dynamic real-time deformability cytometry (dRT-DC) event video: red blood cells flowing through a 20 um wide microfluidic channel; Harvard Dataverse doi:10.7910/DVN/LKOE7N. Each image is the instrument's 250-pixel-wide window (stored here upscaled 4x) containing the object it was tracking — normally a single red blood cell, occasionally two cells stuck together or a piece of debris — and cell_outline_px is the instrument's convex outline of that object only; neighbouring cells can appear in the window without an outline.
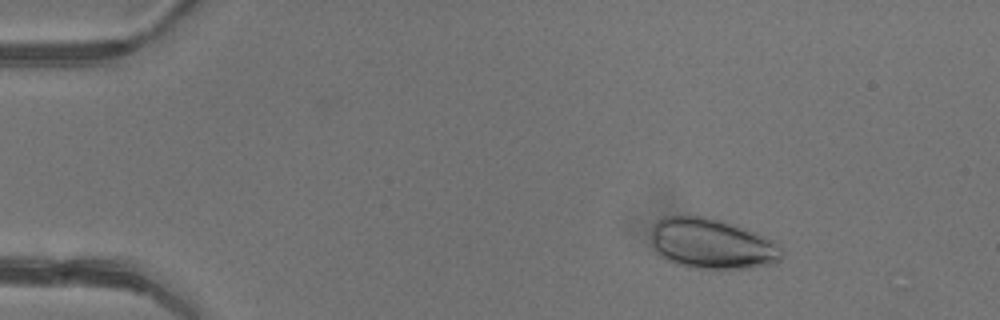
{"species": "common noctule bat (a hibernating species)", "species_latin": "Nyctalus noctula", "temperature_condition": "warm", "stored_images_in_passage": 49, "camera_frame_rate_fps": 3000, "um_per_image_px": 0.085, "animal": {"sex": "female"}, "frame": {"image": 1, "passage_image": 8, "time_ms": 2.333, "image_size_px": [1000, 320], "cell_outline_px": [[784, 252], [780, 260], [772, 264], [748, 268], [688, 268], [676, 264], [660, 256], [652, 248], [648, 236], [656, 220], [664, 216], [684, 212], [688, 212], [724, 220], [776, 240]], "centroid_in_image_um": [60.44, 20.66], "position_along_channel_um": 24.6, "area_um2": 39.88}}
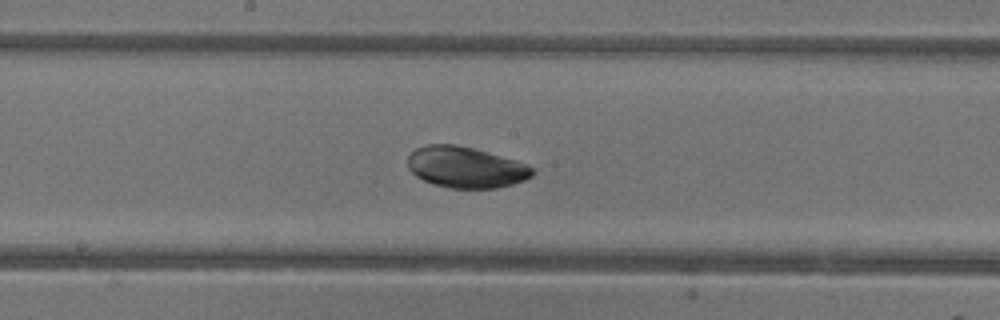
{"frame": {"image": 2, "passage_image": 27, "time_ms": 8.667, "image_size_px": [1000, 320], "cell_outline_px": [[536, 172], [532, 176], [524, 180], [512, 184], [496, 188], [448, 188], [432, 184], [416, 176], [408, 168], [408, 156], [416, 148], [428, 144], [456, 144], [472, 148], [516, 160], [528, 164]], "centroid_in_image_um": [39.59, 14.22], "position_along_channel_um": 208.6, "area_um2": 29.88}}
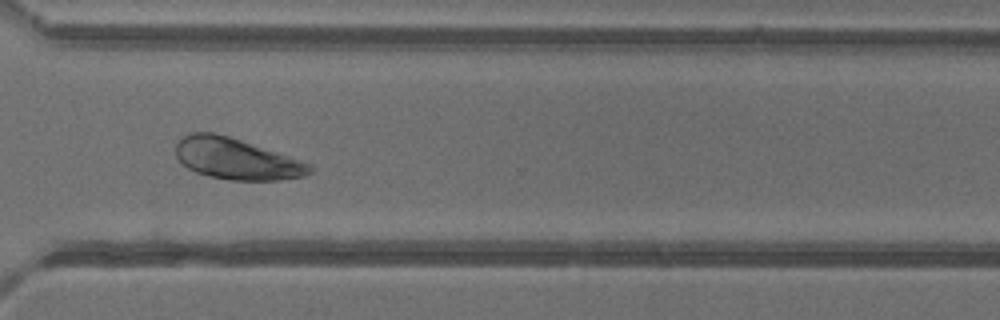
{"frame": {"image": 3, "passage_image": 37, "time_ms": 12.0, "image_size_px": [1000, 320], "cell_outline_px": [[316, 168], [308, 176], [280, 180], [232, 180], [208, 176], [196, 172], [188, 168], [176, 156], [176, 144], [184, 136], [192, 132], [212, 132], [228, 136], [312, 164]], "centroid_in_image_um": [20.14, 13.52], "position_along_channel_um": 350.5, "area_um2": 31.96}}